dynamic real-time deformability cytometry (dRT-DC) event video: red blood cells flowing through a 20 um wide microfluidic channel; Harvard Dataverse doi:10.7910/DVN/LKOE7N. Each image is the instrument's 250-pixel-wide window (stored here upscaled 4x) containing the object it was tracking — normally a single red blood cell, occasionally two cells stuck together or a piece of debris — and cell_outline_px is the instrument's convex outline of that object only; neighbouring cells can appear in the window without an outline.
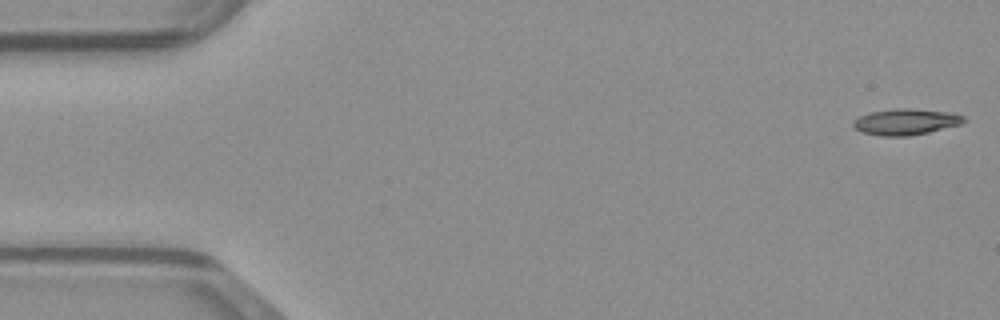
{"species": "common noctule bat (a hibernating species)", "species_latin": "Nyctalus noctula", "temperature_condition": "warm", "stored_images_in_passage": 9, "camera_frame_rate_fps": 3000, "um_per_image_px": 0.085, "animal": {"sex": "male", "body_mass_g": 23.1, "forearm_length_mm": 52.7}, "frame": {"image": 1, "passage_image": 1, "time_ms": 0.0, "image_size_px": [1000, 320], "cell_outline_px": [[968, 120], [960, 124], [928, 132], [908, 136], [880, 136], [860, 132], [852, 124], [852, 120], [868, 112], [892, 108], [912, 108], [948, 112], [964, 116]], "centroid_in_image_um": [76.95, 10.34], "position_along_channel_um": 8.1, "area_um2": 16.99}}